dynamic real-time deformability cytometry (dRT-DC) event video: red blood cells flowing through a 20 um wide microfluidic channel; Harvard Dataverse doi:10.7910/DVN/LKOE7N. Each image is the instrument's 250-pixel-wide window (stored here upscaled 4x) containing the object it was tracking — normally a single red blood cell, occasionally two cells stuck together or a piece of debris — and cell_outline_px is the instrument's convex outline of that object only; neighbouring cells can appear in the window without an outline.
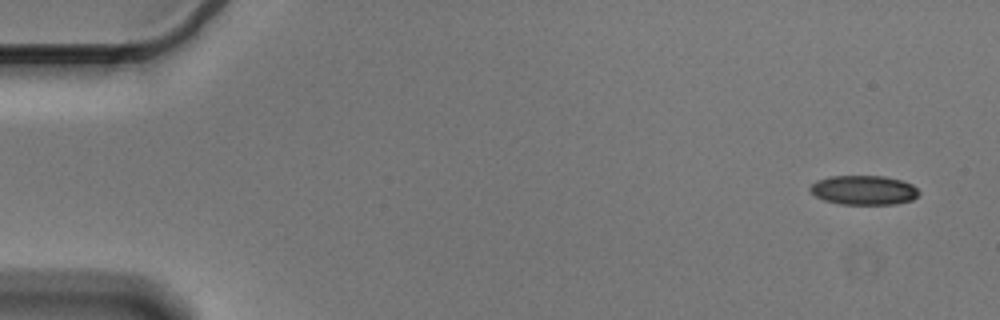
{"species": "Egyptian fruit bat (a non-hibernating species)", "species_latin": "Rousettus aegyptiacus", "temperature_condition": "cold", "stored_images_in_passage": 54, "camera_frame_rate_fps": 3000, "um_per_image_px": 0.085, "animal": {"sex": "male"}, "frame": {"image": 1, "passage_image": 1, "time_ms": 0.0, "image_size_px": [1000, 320], "cell_outline_px": [[920, 192], [912, 200], [896, 204], [840, 204], [824, 200], [816, 196], [808, 188], [816, 180], [832, 176], [884, 176], [900, 180], [912, 184]], "centroid_in_image_um": [73.41, 16.16], "position_along_channel_um": 11.6, "area_um2": 18.55}}
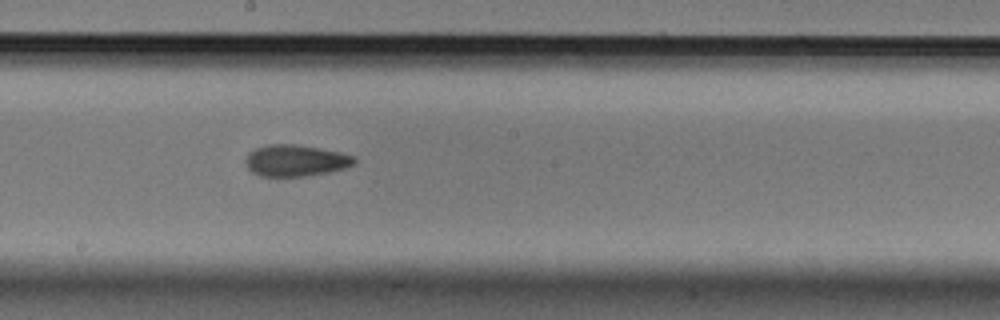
{"frame": {"image": 2, "passage_image": 29, "time_ms": 9.333, "image_size_px": [1000, 320], "cell_outline_px": [[356, 164], [348, 168], [308, 176], [260, 176], [252, 172], [244, 164], [244, 160], [248, 152], [256, 148], [268, 144], [296, 144], [340, 152], [356, 156]], "centroid_in_image_um": [25.14, 13.65], "position_along_channel_um": 223.1, "area_um2": 20.29}}
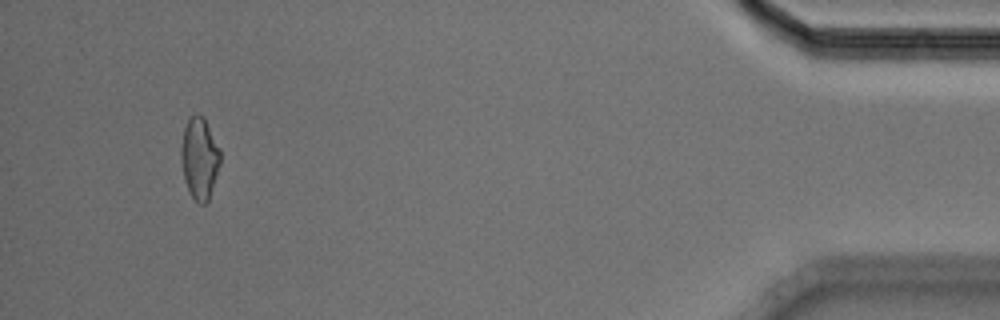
{"frame": {"image": 3, "passage_image": 51, "time_ms": 16.667, "image_size_px": [1000, 320], "cell_outline_px": [[220, 164], [208, 200], [204, 204], [200, 204], [188, 192], [184, 180], [180, 160], [180, 148], [184, 128], [188, 116], [204, 116], [220, 148]], "centroid_in_image_um": [16.94, 13.43], "position_along_channel_um": 418.3, "area_um2": 18.79}, "authors_computed_cell_mechanics": {"area_um2": 19.652, "velocity_mm_per_s": 3.5906, "shape_relaxation_time_tau1_ms": 8.0422, "shape_relaxation_time_tau2_ms": 6.1394, "deformation_change_tau1": 0.1403, "deformation_change_tau2": 0.13}}